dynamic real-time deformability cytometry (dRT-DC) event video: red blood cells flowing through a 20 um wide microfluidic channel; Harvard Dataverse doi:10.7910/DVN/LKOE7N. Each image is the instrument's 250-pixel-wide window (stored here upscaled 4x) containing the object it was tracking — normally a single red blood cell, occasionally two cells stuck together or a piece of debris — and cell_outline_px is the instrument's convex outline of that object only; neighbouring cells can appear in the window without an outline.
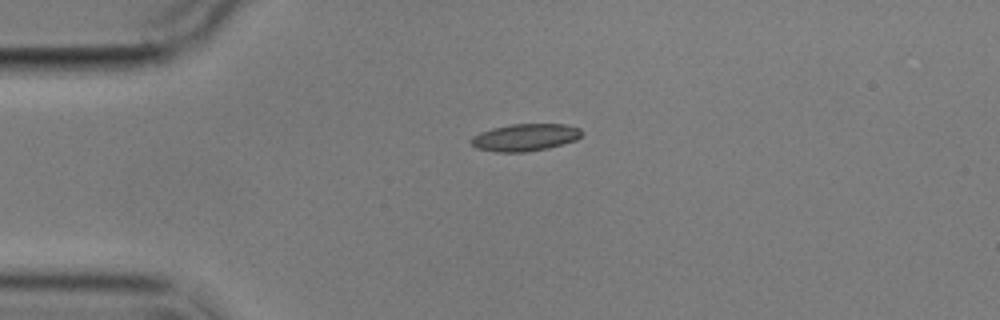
{"species": "common noctule bat (a hibernating species)", "species_latin": "Nyctalus noctula", "temperature_condition": "cold", "stored_images_in_passage": 6, "camera_frame_rate_fps": 3000, "um_per_image_px": 0.085, "animal": {"sex": "male", "body_mass_g": 17.9}, "frame": {"image": 1, "passage_image": 1, "time_ms": 0.0, "image_size_px": [1000, 320], "cell_outline_px": [[584, 132], [576, 140], [548, 148], [524, 152], [496, 152], [476, 148], [468, 140], [472, 136], [480, 132], [492, 128], [512, 124], [564, 124], [580, 128]], "centroid_in_image_um": [44.62, 11.67], "position_along_channel_um": 40.4, "area_um2": 17.63}}
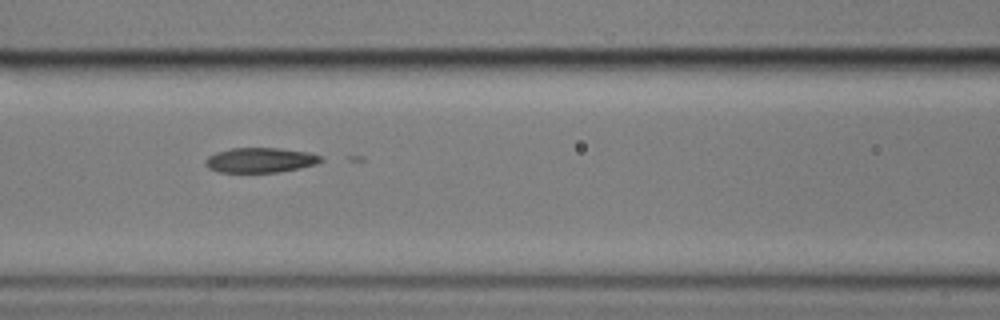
{"frame": {"image": 2, "passage_image": 4, "time_ms": 3.667, "image_size_px": [1000, 320], "cell_outline_px": [[324, 160], [316, 164], [300, 168], [276, 172], [220, 172], [208, 168], [204, 164], [204, 160], [208, 156], [216, 152], [232, 148], [280, 148], [308, 152], [320, 156]], "centroid_in_image_um": [22.1, 13.61], "position_along_channel_um": 144.5, "area_um2": 16.76}}
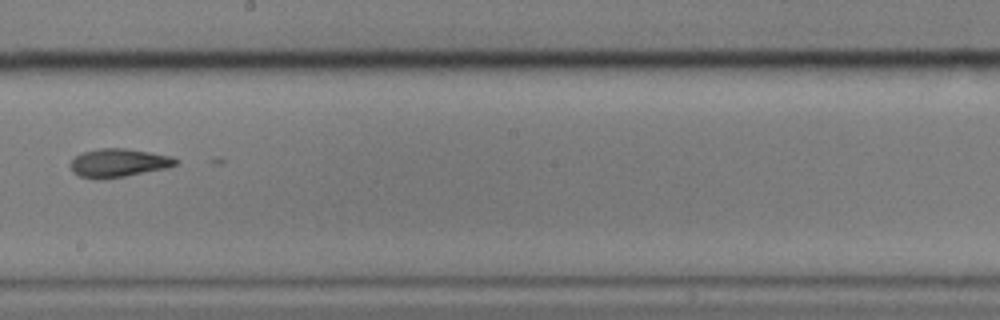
{"frame": {"image": 3, "passage_image": 6, "time_ms": 6.333, "image_size_px": [1000, 320], "cell_outline_px": [[180, 160], [176, 164], [168, 168], [124, 176], [96, 180], [80, 176], [72, 172], [68, 164], [76, 156], [84, 152], [100, 148], [124, 148], [172, 156]], "centroid_in_image_um": [10.06, 13.85], "position_along_channel_um": 238.1, "area_um2": 17.46}}